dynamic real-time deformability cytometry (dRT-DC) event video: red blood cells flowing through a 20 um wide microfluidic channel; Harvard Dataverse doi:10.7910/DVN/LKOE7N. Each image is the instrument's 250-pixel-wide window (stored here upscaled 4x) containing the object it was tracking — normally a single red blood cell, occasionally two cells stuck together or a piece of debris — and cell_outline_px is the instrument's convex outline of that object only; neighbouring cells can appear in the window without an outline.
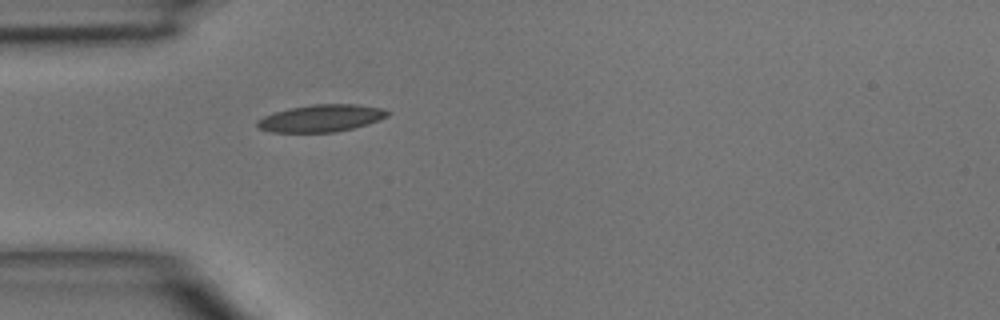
{"species": "common noctule bat (a hibernating species)", "species_latin": "Nyctalus noctula", "temperature_condition": "room temperature", "stored_images_in_passage": 1, "camera_frame_rate_fps": 3000, "um_per_image_px": 0.085, "animal": {"sex": "male", "body_mass_g": 15.6}, "frame": {"image": 1, "passage_image": 1, "time_ms": 0.0, "image_size_px": [1000, 320], "cell_outline_px": [[392, 112], [388, 116], [380, 120], [368, 124], [336, 132], [272, 132], [256, 128], [256, 120], [264, 116], [276, 112], [292, 108], [312, 104], [356, 104], [380, 108]], "centroid_in_image_um": [27.3, 10.05], "position_along_channel_um": 57.7, "area_um2": 20.63}}